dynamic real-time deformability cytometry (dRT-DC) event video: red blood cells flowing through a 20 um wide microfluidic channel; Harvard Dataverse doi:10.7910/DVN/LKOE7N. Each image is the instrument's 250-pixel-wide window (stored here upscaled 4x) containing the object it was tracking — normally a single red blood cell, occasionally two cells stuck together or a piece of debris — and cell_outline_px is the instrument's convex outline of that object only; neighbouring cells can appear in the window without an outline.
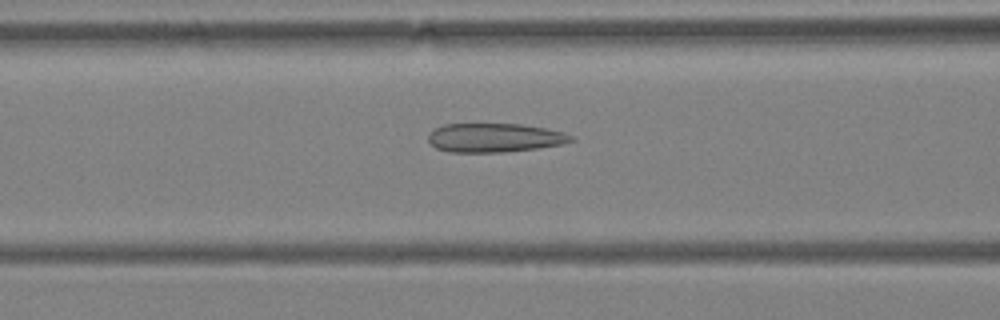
{"species": "Egyptian fruit bat (a non-hibernating species)", "species_latin": "Rousettus aegyptiacus", "temperature_condition": "warm", "stored_images_in_passage": 51, "camera_frame_rate_fps": 3000, "um_per_image_px": 0.085, "animal": {"sex": "female"}, "frame": {"image": 1, "passage_image": 20, "time_ms": 6.333, "image_size_px": [1000, 320], "cell_outline_px": [[576, 140], [564, 144], [536, 148], [504, 152], [448, 152], [436, 148], [428, 140], [428, 132], [444, 124], [520, 124], [544, 128], [564, 132], [572, 136]], "centroid_in_image_um": [42.03, 11.71], "position_along_channel_um": 124.6, "area_um2": 24.1}}
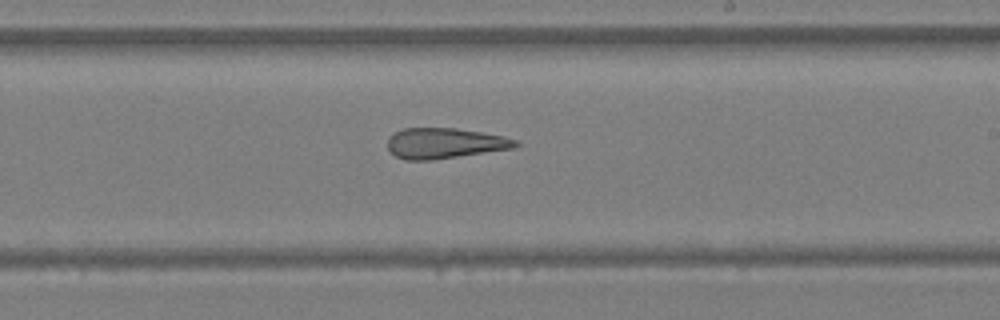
{"frame": {"image": 2, "passage_image": 30, "time_ms": 9.667, "image_size_px": [1000, 320], "cell_outline_px": [[520, 144], [516, 148], [432, 160], [404, 160], [396, 156], [388, 148], [388, 136], [404, 128], [456, 128], [504, 136], [516, 140]], "centroid_in_image_um": [37.81, 12.18], "position_along_channel_um": 251.2, "area_um2": 22.77}}
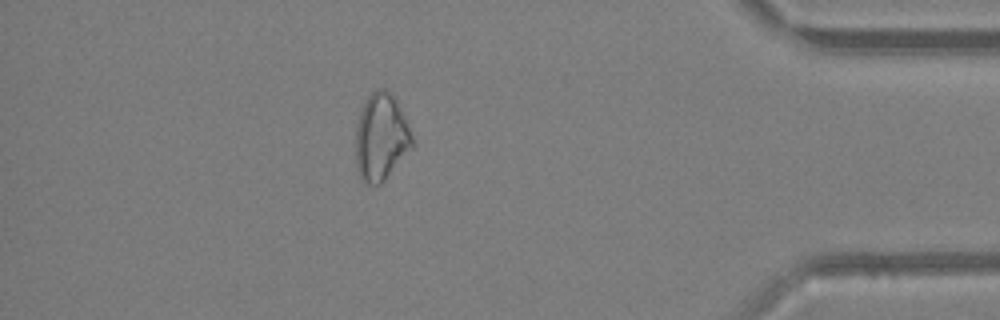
{"frame": {"image": 3, "passage_image": 45, "time_ms": 14.667, "image_size_px": [1000, 320], "cell_outline_px": [[412, 148], [384, 180], [380, 184], [364, 184], [360, 180], [356, 172], [356, 124], [360, 112], [368, 96], [372, 92], [384, 88], [396, 100], [408, 124], [412, 136]], "centroid_in_image_um": [32.36, 11.7], "position_along_channel_um": 402.8, "area_um2": 28.5}, "authors_computed_cell_mechanics": {"area_um2": 27.2816, "velocity_mm_per_s": 3.8129, "shape_relaxation_time_tau1_ms": null, "shape_relaxation_time_tau2_ms": 4.3745, "deformation_change_tau1": null, "deformation_change_tau2": 0.13}}